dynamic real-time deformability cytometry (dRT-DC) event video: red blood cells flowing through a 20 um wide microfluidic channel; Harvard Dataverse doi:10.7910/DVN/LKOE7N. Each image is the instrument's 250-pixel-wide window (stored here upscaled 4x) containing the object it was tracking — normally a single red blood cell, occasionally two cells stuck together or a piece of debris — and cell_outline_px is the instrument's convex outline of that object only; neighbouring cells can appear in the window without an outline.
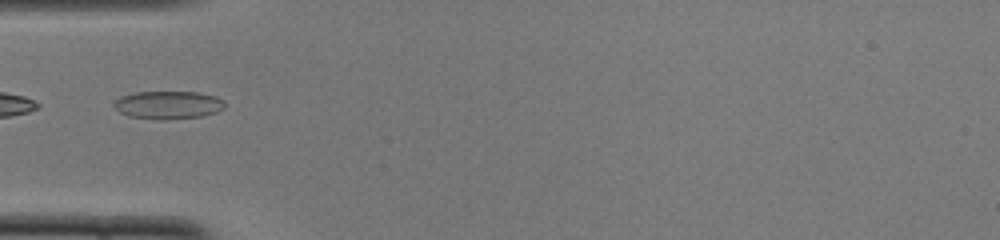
{"species": "common noctule bat (a hibernating species)", "species_latin": "Nyctalus noctula", "temperature_condition": "cold", "stored_images_in_passage": 32, "camera_frame_rate_fps": 3000, "um_per_image_px": 0.085, "animal": {"sex": "female", "body_mass_g": 22.0, "forearm_length_mm": 56.7}, "frame": {"image": 1, "passage_image": 1, "time_ms": 0.0, "image_size_px": [1000, 240], "cell_outline_px": [[224, 108], [216, 112], [200, 116], [164, 120], [156, 120], [128, 116], [120, 112], [112, 104], [120, 96], [136, 92], [196, 92], [216, 96], [224, 100]], "centroid_in_image_um": [14.28, 8.92], "position_along_channel_um": 70.7, "area_um2": 18.09}}
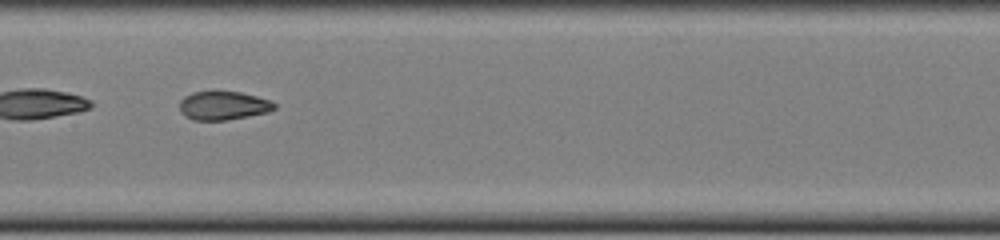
{"frame": {"image": 2, "passage_image": 10, "time_ms": 3.0, "image_size_px": [1000, 240], "cell_outline_px": [[276, 108], [268, 112], [248, 116], [224, 120], [192, 120], [184, 116], [180, 112], [180, 100], [184, 96], [192, 92], [212, 88], [216, 88], [240, 92], [272, 100], [276, 104]], "centroid_in_image_um": [18.95, 8.92], "position_along_channel_um": 188.5, "area_um2": 16.59}}